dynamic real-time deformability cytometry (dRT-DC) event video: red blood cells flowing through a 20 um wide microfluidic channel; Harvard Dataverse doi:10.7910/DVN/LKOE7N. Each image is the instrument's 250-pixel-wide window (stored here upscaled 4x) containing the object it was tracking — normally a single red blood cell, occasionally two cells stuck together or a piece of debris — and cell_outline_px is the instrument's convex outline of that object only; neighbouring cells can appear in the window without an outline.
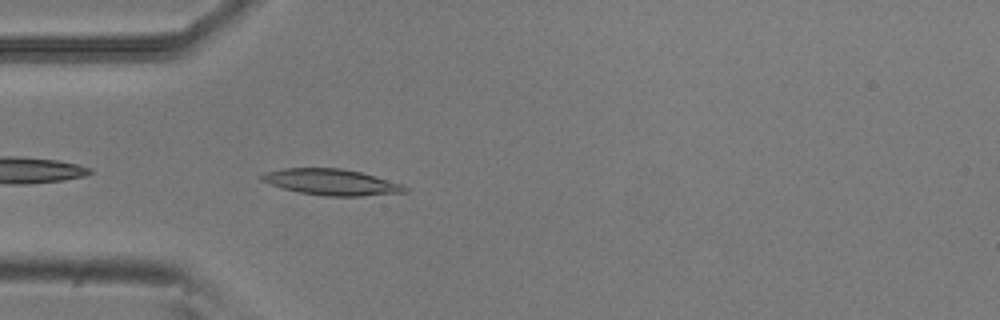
{"species": "common noctule bat (a hibernating species)", "species_latin": "Nyctalus noctula", "temperature_condition": "room temperature", "stored_images_in_passage": 38, "camera_frame_rate_fps": 3000, "um_per_image_px": 0.085, "animal": {"sex": "male", "body_mass_g": 20.5, "forearm_length_mm": 52.5}, "frame": {"image": 1, "passage_image": 2, "time_ms": 0.333, "image_size_px": [1000, 320], "cell_outline_px": [[408, 192], [364, 196], [324, 196], [300, 192], [284, 188], [260, 180], [260, 176], [264, 172], [284, 168], [340, 168], [360, 172], [404, 184], [408, 188]], "centroid_in_image_um": [28.21, 15.48], "position_along_channel_um": 56.8, "area_um2": 21.73}}
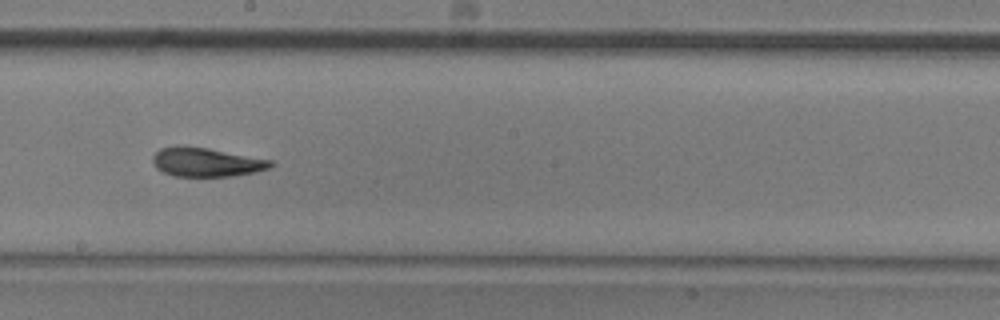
{"frame": {"image": 2, "passage_image": 16, "time_ms": 5.0, "image_size_px": [1000, 320], "cell_outline_px": [[276, 164], [272, 168], [256, 172], [232, 176], [172, 176], [156, 168], [152, 160], [152, 156], [160, 148], [208, 148], [272, 160]], "centroid_in_image_um": [17.62, 13.82], "position_along_channel_um": 230.6, "area_um2": 19.54}}
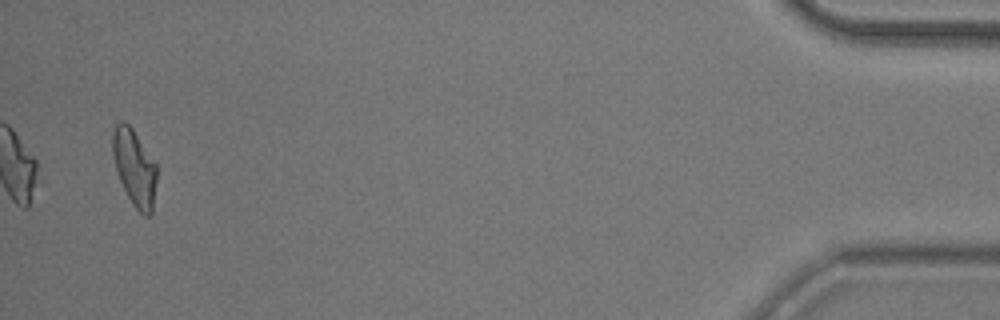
{"frame": {"image": 3, "passage_image": 38, "time_ms": 12.333, "image_size_px": [1000, 320], "cell_outline_px": [[156, 180], [152, 212], [148, 216], [144, 216], [132, 204], [116, 172], [112, 152], [112, 132], [116, 124], [120, 120], [124, 120], [132, 128], [156, 164]], "centroid_in_image_um": [11.41, 14.23], "position_along_channel_um": 423.8, "area_um2": 19.54}, "authors_computed_cell_mechanics": {"area_um2": 19.9699, "velocity_mm_per_s": 3.786, "shape_relaxation_time_tau1_ms": 5.8438, "shape_relaxation_time_tau2_ms": 2.5676, "deformation_change_tau1": 0.1864, "deformation_change_tau2": 0.109}}